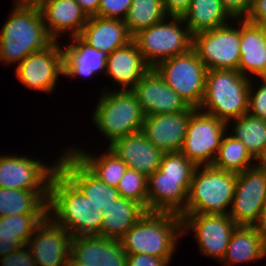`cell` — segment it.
I'll list each match as a JSON object with an SVG mask.
<instances>
[{
    "label": "cell",
    "instance_id": "33",
    "mask_svg": "<svg viewBox=\"0 0 266 266\" xmlns=\"http://www.w3.org/2000/svg\"><path fill=\"white\" fill-rule=\"evenodd\" d=\"M230 134H224L212 166L238 174L255 166L251 164L255 159L247 151L246 146Z\"/></svg>",
    "mask_w": 266,
    "mask_h": 266
},
{
    "label": "cell",
    "instance_id": "5",
    "mask_svg": "<svg viewBox=\"0 0 266 266\" xmlns=\"http://www.w3.org/2000/svg\"><path fill=\"white\" fill-rule=\"evenodd\" d=\"M236 182L237 173L212 165L197 166L188 191L185 214H228Z\"/></svg>",
    "mask_w": 266,
    "mask_h": 266
},
{
    "label": "cell",
    "instance_id": "19",
    "mask_svg": "<svg viewBox=\"0 0 266 266\" xmlns=\"http://www.w3.org/2000/svg\"><path fill=\"white\" fill-rule=\"evenodd\" d=\"M194 109L189 107L184 112L145 116L141 131L163 153L180 152L190 122V114Z\"/></svg>",
    "mask_w": 266,
    "mask_h": 266
},
{
    "label": "cell",
    "instance_id": "37",
    "mask_svg": "<svg viewBox=\"0 0 266 266\" xmlns=\"http://www.w3.org/2000/svg\"><path fill=\"white\" fill-rule=\"evenodd\" d=\"M196 165L181 152L164 153L159 170L165 177L192 178Z\"/></svg>",
    "mask_w": 266,
    "mask_h": 266
},
{
    "label": "cell",
    "instance_id": "18",
    "mask_svg": "<svg viewBox=\"0 0 266 266\" xmlns=\"http://www.w3.org/2000/svg\"><path fill=\"white\" fill-rule=\"evenodd\" d=\"M192 178L165 177L159 169L147 178V212L174 213L181 217Z\"/></svg>",
    "mask_w": 266,
    "mask_h": 266
},
{
    "label": "cell",
    "instance_id": "25",
    "mask_svg": "<svg viewBox=\"0 0 266 266\" xmlns=\"http://www.w3.org/2000/svg\"><path fill=\"white\" fill-rule=\"evenodd\" d=\"M79 36L93 48L109 55L132 41L124 21L100 16H90Z\"/></svg>",
    "mask_w": 266,
    "mask_h": 266
},
{
    "label": "cell",
    "instance_id": "39",
    "mask_svg": "<svg viewBox=\"0 0 266 266\" xmlns=\"http://www.w3.org/2000/svg\"><path fill=\"white\" fill-rule=\"evenodd\" d=\"M133 0H101L95 16L124 21Z\"/></svg>",
    "mask_w": 266,
    "mask_h": 266
},
{
    "label": "cell",
    "instance_id": "10",
    "mask_svg": "<svg viewBox=\"0 0 266 266\" xmlns=\"http://www.w3.org/2000/svg\"><path fill=\"white\" fill-rule=\"evenodd\" d=\"M197 33L192 36V49L207 70H238L240 62V23Z\"/></svg>",
    "mask_w": 266,
    "mask_h": 266
},
{
    "label": "cell",
    "instance_id": "48",
    "mask_svg": "<svg viewBox=\"0 0 266 266\" xmlns=\"http://www.w3.org/2000/svg\"><path fill=\"white\" fill-rule=\"evenodd\" d=\"M255 161H259V163L255 164V166L266 169V145L264 146L262 152L255 159Z\"/></svg>",
    "mask_w": 266,
    "mask_h": 266
},
{
    "label": "cell",
    "instance_id": "9",
    "mask_svg": "<svg viewBox=\"0 0 266 266\" xmlns=\"http://www.w3.org/2000/svg\"><path fill=\"white\" fill-rule=\"evenodd\" d=\"M227 126L225 121L194 109L180 152L196 166L212 165Z\"/></svg>",
    "mask_w": 266,
    "mask_h": 266
},
{
    "label": "cell",
    "instance_id": "13",
    "mask_svg": "<svg viewBox=\"0 0 266 266\" xmlns=\"http://www.w3.org/2000/svg\"><path fill=\"white\" fill-rule=\"evenodd\" d=\"M64 69V53L57 41L41 51L26 56L16 66L15 75L26 87L47 93L55 90Z\"/></svg>",
    "mask_w": 266,
    "mask_h": 266
},
{
    "label": "cell",
    "instance_id": "42",
    "mask_svg": "<svg viewBox=\"0 0 266 266\" xmlns=\"http://www.w3.org/2000/svg\"><path fill=\"white\" fill-rule=\"evenodd\" d=\"M171 261L145 254H127V266H169Z\"/></svg>",
    "mask_w": 266,
    "mask_h": 266
},
{
    "label": "cell",
    "instance_id": "7",
    "mask_svg": "<svg viewBox=\"0 0 266 266\" xmlns=\"http://www.w3.org/2000/svg\"><path fill=\"white\" fill-rule=\"evenodd\" d=\"M137 33L132 40L137 44L145 62L154 68L159 62L188 52L192 35L181 16H171ZM181 25H185L183 29Z\"/></svg>",
    "mask_w": 266,
    "mask_h": 266
},
{
    "label": "cell",
    "instance_id": "41",
    "mask_svg": "<svg viewBox=\"0 0 266 266\" xmlns=\"http://www.w3.org/2000/svg\"><path fill=\"white\" fill-rule=\"evenodd\" d=\"M224 9L234 19H245L249 13L252 0H220Z\"/></svg>",
    "mask_w": 266,
    "mask_h": 266
},
{
    "label": "cell",
    "instance_id": "2",
    "mask_svg": "<svg viewBox=\"0 0 266 266\" xmlns=\"http://www.w3.org/2000/svg\"><path fill=\"white\" fill-rule=\"evenodd\" d=\"M183 220L174 213L146 212L120 240L127 254H145L171 261Z\"/></svg>",
    "mask_w": 266,
    "mask_h": 266
},
{
    "label": "cell",
    "instance_id": "15",
    "mask_svg": "<svg viewBox=\"0 0 266 266\" xmlns=\"http://www.w3.org/2000/svg\"><path fill=\"white\" fill-rule=\"evenodd\" d=\"M72 236L48 216L36 227L26 245L37 266H67Z\"/></svg>",
    "mask_w": 266,
    "mask_h": 266
},
{
    "label": "cell",
    "instance_id": "6",
    "mask_svg": "<svg viewBox=\"0 0 266 266\" xmlns=\"http://www.w3.org/2000/svg\"><path fill=\"white\" fill-rule=\"evenodd\" d=\"M93 112V122L109 139L108 146L116 139L142 130L145 115L131 90L103 92Z\"/></svg>",
    "mask_w": 266,
    "mask_h": 266
},
{
    "label": "cell",
    "instance_id": "34",
    "mask_svg": "<svg viewBox=\"0 0 266 266\" xmlns=\"http://www.w3.org/2000/svg\"><path fill=\"white\" fill-rule=\"evenodd\" d=\"M170 18L162 0H133L124 20L126 28L133 38L137 33Z\"/></svg>",
    "mask_w": 266,
    "mask_h": 266
},
{
    "label": "cell",
    "instance_id": "14",
    "mask_svg": "<svg viewBox=\"0 0 266 266\" xmlns=\"http://www.w3.org/2000/svg\"><path fill=\"white\" fill-rule=\"evenodd\" d=\"M43 164L26 156H0V188L15 190H49L58 164ZM46 165V166H45Z\"/></svg>",
    "mask_w": 266,
    "mask_h": 266
},
{
    "label": "cell",
    "instance_id": "43",
    "mask_svg": "<svg viewBox=\"0 0 266 266\" xmlns=\"http://www.w3.org/2000/svg\"><path fill=\"white\" fill-rule=\"evenodd\" d=\"M266 19V0H252L249 13L245 20L253 24H259Z\"/></svg>",
    "mask_w": 266,
    "mask_h": 266
},
{
    "label": "cell",
    "instance_id": "23",
    "mask_svg": "<svg viewBox=\"0 0 266 266\" xmlns=\"http://www.w3.org/2000/svg\"><path fill=\"white\" fill-rule=\"evenodd\" d=\"M150 69L132 40L109 55L104 74L117 82L120 90H131Z\"/></svg>",
    "mask_w": 266,
    "mask_h": 266
},
{
    "label": "cell",
    "instance_id": "44",
    "mask_svg": "<svg viewBox=\"0 0 266 266\" xmlns=\"http://www.w3.org/2000/svg\"><path fill=\"white\" fill-rule=\"evenodd\" d=\"M166 13L171 16H183L189 9L191 0H162Z\"/></svg>",
    "mask_w": 266,
    "mask_h": 266
},
{
    "label": "cell",
    "instance_id": "38",
    "mask_svg": "<svg viewBox=\"0 0 266 266\" xmlns=\"http://www.w3.org/2000/svg\"><path fill=\"white\" fill-rule=\"evenodd\" d=\"M260 81L262 83L255 88V91L252 80H250L248 113L266 120V77L260 78Z\"/></svg>",
    "mask_w": 266,
    "mask_h": 266
},
{
    "label": "cell",
    "instance_id": "24",
    "mask_svg": "<svg viewBox=\"0 0 266 266\" xmlns=\"http://www.w3.org/2000/svg\"><path fill=\"white\" fill-rule=\"evenodd\" d=\"M239 21L241 24L238 71L249 78H251L250 75L264 78L266 77V38L264 33L257 24L250 23L245 19H238Z\"/></svg>",
    "mask_w": 266,
    "mask_h": 266
},
{
    "label": "cell",
    "instance_id": "46",
    "mask_svg": "<svg viewBox=\"0 0 266 266\" xmlns=\"http://www.w3.org/2000/svg\"><path fill=\"white\" fill-rule=\"evenodd\" d=\"M253 226L256 228L257 233L266 247V205L261 211L258 221Z\"/></svg>",
    "mask_w": 266,
    "mask_h": 266
},
{
    "label": "cell",
    "instance_id": "47",
    "mask_svg": "<svg viewBox=\"0 0 266 266\" xmlns=\"http://www.w3.org/2000/svg\"><path fill=\"white\" fill-rule=\"evenodd\" d=\"M42 0H15L13 6L38 7Z\"/></svg>",
    "mask_w": 266,
    "mask_h": 266
},
{
    "label": "cell",
    "instance_id": "36",
    "mask_svg": "<svg viewBox=\"0 0 266 266\" xmlns=\"http://www.w3.org/2000/svg\"><path fill=\"white\" fill-rule=\"evenodd\" d=\"M117 190L120 197L139 203L147 211V177L145 175L127 168Z\"/></svg>",
    "mask_w": 266,
    "mask_h": 266
},
{
    "label": "cell",
    "instance_id": "27",
    "mask_svg": "<svg viewBox=\"0 0 266 266\" xmlns=\"http://www.w3.org/2000/svg\"><path fill=\"white\" fill-rule=\"evenodd\" d=\"M147 211L135 201L119 197L102 210L101 237L120 241Z\"/></svg>",
    "mask_w": 266,
    "mask_h": 266
},
{
    "label": "cell",
    "instance_id": "17",
    "mask_svg": "<svg viewBox=\"0 0 266 266\" xmlns=\"http://www.w3.org/2000/svg\"><path fill=\"white\" fill-rule=\"evenodd\" d=\"M70 260L80 266H127V253L121 241L81 235L71 239Z\"/></svg>",
    "mask_w": 266,
    "mask_h": 266
},
{
    "label": "cell",
    "instance_id": "40",
    "mask_svg": "<svg viewBox=\"0 0 266 266\" xmlns=\"http://www.w3.org/2000/svg\"><path fill=\"white\" fill-rule=\"evenodd\" d=\"M0 263L2 266H37L26 244L10 254L0 257Z\"/></svg>",
    "mask_w": 266,
    "mask_h": 266
},
{
    "label": "cell",
    "instance_id": "45",
    "mask_svg": "<svg viewBox=\"0 0 266 266\" xmlns=\"http://www.w3.org/2000/svg\"><path fill=\"white\" fill-rule=\"evenodd\" d=\"M88 17L95 16L101 0H75Z\"/></svg>",
    "mask_w": 266,
    "mask_h": 266
},
{
    "label": "cell",
    "instance_id": "20",
    "mask_svg": "<svg viewBox=\"0 0 266 266\" xmlns=\"http://www.w3.org/2000/svg\"><path fill=\"white\" fill-rule=\"evenodd\" d=\"M58 160V169L88 198L95 209L102 211L120 197L117 188L100 181L67 149Z\"/></svg>",
    "mask_w": 266,
    "mask_h": 266
},
{
    "label": "cell",
    "instance_id": "8",
    "mask_svg": "<svg viewBox=\"0 0 266 266\" xmlns=\"http://www.w3.org/2000/svg\"><path fill=\"white\" fill-rule=\"evenodd\" d=\"M154 69L189 107L200 108L205 95L207 68L192 48L159 62Z\"/></svg>",
    "mask_w": 266,
    "mask_h": 266
},
{
    "label": "cell",
    "instance_id": "1",
    "mask_svg": "<svg viewBox=\"0 0 266 266\" xmlns=\"http://www.w3.org/2000/svg\"><path fill=\"white\" fill-rule=\"evenodd\" d=\"M47 216L72 237L101 236L102 211L92 207L88 198L59 169L50 179Z\"/></svg>",
    "mask_w": 266,
    "mask_h": 266
},
{
    "label": "cell",
    "instance_id": "22",
    "mask_svg": "<svg viewBox=\"0 0 266 266\" xmlns=\"http://www.w3.org/2000/svg\"><path fill=\"white\" fill-rule=\"evenodd\" d=\"M38 7L53 41L69 30V36H79L89 18L75 0H42Z\"/></svg>",
    "mask_w": 266,
    "mask_h": 266
},
{
    "label": "cell",
    "instance_id": "50",
    "mask_svg": "<svg viewBox=\"0 0 266 266\" xmlns=\"http://www.w3.org/2000/svg\"><path fill=\"white\" fill-rule=\"evenodd\" d=\"M67 266H80V265H77V264L73 263V262L70 260L69 263L67 264Z\"/></svg>",
    "mask_w": 266,
    "mask_h": 266
},
{
    "label": "cell",
    "instance_id": "21",
    "mask_svg": "<svg viewBox=\"0 0 266 266\" xmlns=\"http://www.w3.org/2000/svg\"><path fill=\"white\" fill-rule=\"evenodd\" d=\"M108 148L124 161L128 168L142 173L147 178L159 169L164 154L142 131L116 139Z\"/></svg>",
    "mask_w": 266,
    "mask_h": 266
},
{
    "label": "cell",
    "instance_id": "30",
    "mask_svg": "<svg viewBox=\"0 0 266 266\" xmlns=\"http://www.w3.org/2000/svg\"><path fill=\"white\" fill-rule=\"evenodd\" d=\"M182 18L192 36L227 25L230 19L234 21L220 0H191Z\"/></svg>",
    "mask_w": 266,
    "mask_h": 266
},
{
    "label": "cell",
    "instance_id": "4",
    "mask_svg": "<svg viewBox=\"0 0 266 266\" xmlns=\"http://www.w3.org/2000/svg\"><path fill=\"white\" fill-rule=\"evenodd\" d=\"M251 78L238 70H207L205 95L200 111L229 124L248 113Z\"/></svg>",
    "mask_w": 266,
    "mask_h": 266
},
{
    "label": "cell",
    "instance_id": "31",
    "mask_svg": "<svg viewBox=\"0 0 266 266\" xmlns=\"http://www.w3.org/2000/svg\"><path fill=\"white\" fill-rule=\"evenodd\" d=\"M49 190L0 188V218L21 214H47Z\"/></svg>",
    "mask_w": 266,
    "mask_h": 266
},
{
    "label": "cell",
    "instance_id": "11",
    "mask_svg": "<svg viewBox=\"0 0 266 266\" xmlns=\"http://www.w3.org/2000/svg\"><path fill=\"white\" fill-rule=\"evenodd\" d=\"M266 205V170L253 166L237 174L228 215L237 225L253 226Z\"/></svg>",
    "mask_w": 266,
    "mask_h": 266
},
{
    "label": "cell",
    "instance_id": "3",
    "mask_svg": "<svg viewBox=\"0 0 266 266\" xmlns=\"http://www.w3.org/2000/svg\"><path fill=\"white\" fill-rule=\"evenodd\" d=\"M10 15L0 31L2 63L19 64L26 56L45 49L53 42L39 7L14 6Z\"/></svg>",
    "mask_w": 266,
    "mask_h": 266
},
{
    "label": "cell",
    "instance_id": "49",
    "mask_svg": "<svg viewBox=\"0 0 266 266\" xmlns=\"http://www.w3.org/2000/svg\"><path fill=\"white\" fill-rule=\"evenodd\" d=\"M258 26L262 29L263 33H264V36L266 38V19L265 20H262Z\"/></svg>",
    "mask_w": 266,
    "mask_h": 266
},
{
    "label": "cell",
    "instance_id": "29",
    "mask_svg": "<svg viewBox=\"0 0 266 266\" xmlns=\"http://www.w3.org/2000/svg\"><path fill=\"white\" fill-rule=\"evenodd\" d=\"M266 256V247L254 226L238 225L233 232L221 262L235 263L259 261Z\"/></svg>",
    "mask_w": 266,
    "mask_h": 266
},
{
    "label": "cell",
    "instance_id": "16",
    "mask_svg": "<svg viewBox=\"0 0 266 266\" xmlns=\"http://www.w3.org/2000/svg\"><path fill=\"white\" fill-rule=\"evenodd\" d=\"M145 116L186 111L187 103L151 68L131 89Z\"/></svg>",
    "mask_w": 266,
    "mask_h": 266
},
{
    "label": "cell",
    "instance_id": "28",
    "mask_svg": "<svg viewBox=\"0 0 266 266\" xmlns=\"http://www.w3.org/2000/svg\"><path fill=\"white\" fill-rule=\"evenodd\" d=\"M47 214H21L0 218V257L25 245Z\"/></svg>",
    "mask_w": 266,
    "mask_h": 266
},
{
    "label": "cell",
    "instance_id": "35",
    "mask_svg": "<svg viewBox=\"0 0 266 266\" xmlns=\"http://www.w3.org/2000/svg\"><path fill=\"white\" fill-rule=\"evenodd\" d=\"M232 120L235 124H233V131L230 132L231 135L240 140L251 156L256 159L266 145V120L249 113Z\"/></svg>",
    "mask_w": 266,
    "mask_h": 266
},
{
    "label": "cell",
    "instance_id": "12",
    "mask_svg": "<svg viewBox=\"0 0 266 266\" xmlns=\"http://www.w3.org/2000/svg\"><path fill=\"white\" fill-rule=\"evenodd\" d=\"M182 220L183 233L193 230L201 254L222 261L238 226L232 218L228 214H184Z\"/></svg>",
    "mask_w": 266,
    "mask_h": 266
},
{
    "label": "cell",
    "instance_id": "26",
    "mask_svg": "<svg viewBox=\"0 0 266 266\" xmlns=\"http://www.w3.org/2000/svg\"><path fill=\"white\" fill-rule=\"evenodd\" d=\"M71 44L65 45L63 75L88 77L106 71L109 54L87 44L80 36L72 37Z\"/></svg>",
    "mask_w": 266,
    "mask_h": 266
},
{
    "label": "cell",
    "instance_id": "32",
    "mask_svg": "<svg viewBox=\"0 0 266 266\" xmlns=\"http://www.w3.org/2000/svg\"><path fill=\"white\" fill-rule=\"evenodd\" d=\"M93 175L108 186L117 188L128 166L109 148L104 154L96 155L83 150H69Z\"/></svg>",
    "mask_w": 266,
    "mask_h": 266
}]
</instances>
